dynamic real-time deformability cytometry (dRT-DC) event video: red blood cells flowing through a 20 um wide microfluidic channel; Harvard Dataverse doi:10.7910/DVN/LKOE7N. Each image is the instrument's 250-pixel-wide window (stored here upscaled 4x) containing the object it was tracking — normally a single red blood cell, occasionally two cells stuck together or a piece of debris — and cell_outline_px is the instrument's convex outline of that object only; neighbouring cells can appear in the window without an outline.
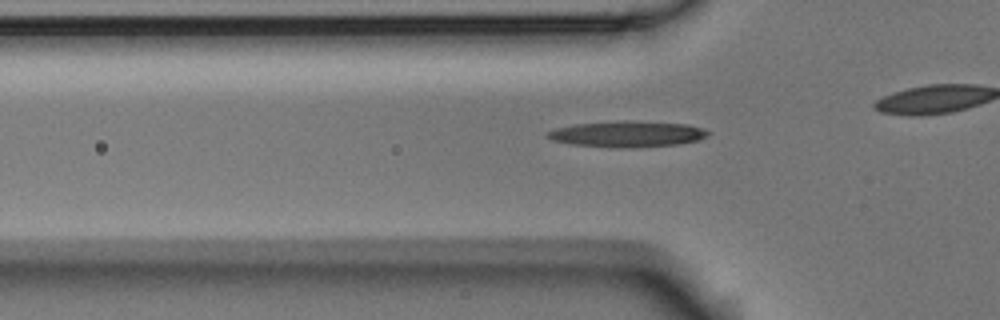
{"species": "Egyptian fruit bat (a non-hibernating species)", "species_latin": "Rousettus aegyptiacus", "temperature_condition": "room temperature", "stored_images_in_passage": 28, "camera_frame_rate_fps": 3000, "um_per_image_px": 0.085, "animal": {"sex": "male"}, "frame": {"image": 1, "passage_image": 3, "time_ms": 0.667, "image_size_px": [1000, 320], "cell_outline_px": [[712, 132], [708, 136], [700, 140], [680, 144], [628, 148], [568, 144], [552, 140], [548, 136], [548, 132], [556, 128], [576, 124], [628, 120], [688, 124], [704, 128]], "centroid_in_image_um": [53.41, 11.39], "position_along_channel_um": 72.4, "area_um2": 24.39}}
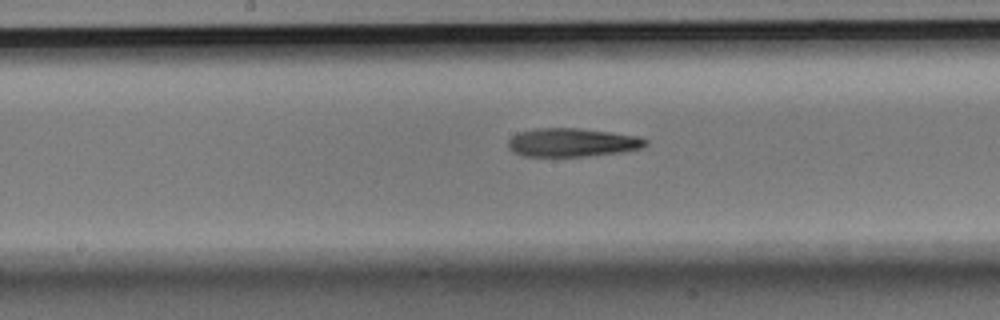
{"frame": {"image": 2, "passage_image": 13, "time_ms": 4.0, "image_size_px": [1000, 320], "cell_outline_px": [[648, 144], [644, 148], [620, 152], [584, 156], [524, 156], [512, 152], [508, 148], [508, 140], [516, 132], [536, 128], [580, 128], [612, 132], [640, 136], [648, 140]], "centroid_in_image_um": [48.64, 12.1], "position_along_channel_um": 199.6, "area_um2": 23.12}}
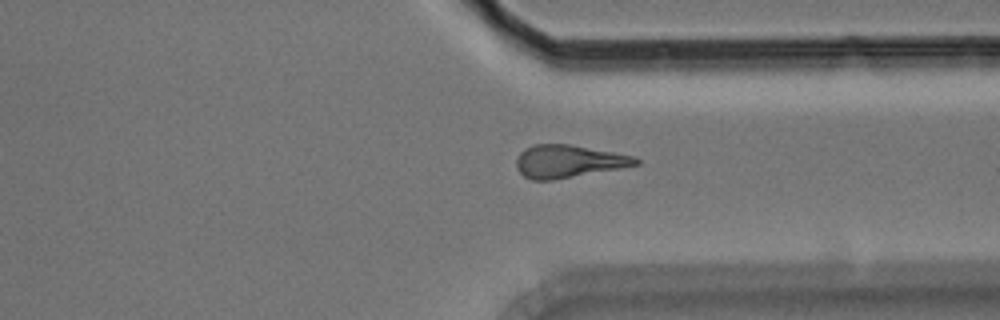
{"frame": {"image": 3, "passage_image": 26, "time_ms": 8.333, "image_size_px": [1000, 320], "cell_outline_px": [[640, 164], [620, 168], [552, 180], [532, 180], [524, 176], [516, 168], [516, 160], [520, 152], [524, 148], [536, 144], [572, 144], [636, 156], [640, 160]], "centroid_in_image_um": [48.32, 13.7], "position_along_channel_um": 363.1, "area_um2": 22.83}}